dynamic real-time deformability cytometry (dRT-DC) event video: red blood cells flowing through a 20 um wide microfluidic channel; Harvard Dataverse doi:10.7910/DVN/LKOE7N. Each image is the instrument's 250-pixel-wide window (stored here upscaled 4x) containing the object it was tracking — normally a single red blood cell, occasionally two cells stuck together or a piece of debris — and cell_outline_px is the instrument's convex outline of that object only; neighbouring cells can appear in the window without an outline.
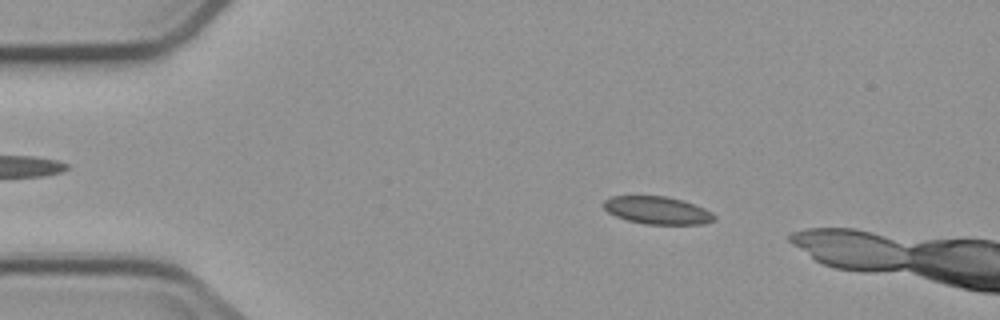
{"species": "common noctule bat (a hibernating species)", "species_latin": "Nyctalus noctula", "temperature_condition": "cold", "stored_images_in_passage": 5, "camera_frame_rate_fps": 3000, "um_per_image_px": 0.085, "animal": {"sex": "male", "body_mass_g": 23.1, "forearm_length_mm": 52.7}, "frame": {"image": 1, "passage_image": 3, "time_ms": 2.333, "image_size_px": [1000, 320], "cell_outline_px": [[716, 216], [712, 220], [704, 224], [644, 224], [628, 220], [616, 216], [608, 212], [604, 208], [604, 200], [612, 196], [664, 196], [684, 200], [704, 208], [712, 212]], "centroid_in_image_um": [55.88, 17.87], "position_along_channel_um": 29.1, "area_um2": 17.74}}